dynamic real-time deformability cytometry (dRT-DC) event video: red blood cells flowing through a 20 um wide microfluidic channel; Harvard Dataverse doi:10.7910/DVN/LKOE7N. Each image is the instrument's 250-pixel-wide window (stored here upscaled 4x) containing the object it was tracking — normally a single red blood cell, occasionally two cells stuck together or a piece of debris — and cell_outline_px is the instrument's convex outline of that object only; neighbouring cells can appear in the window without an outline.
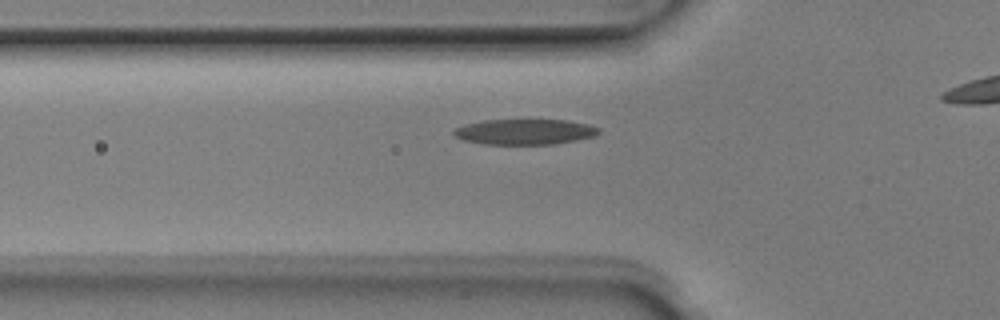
{"species": "Egyptian fruit bat (a non-hibernating species)", "species_latin": "Rousettus aegyptiacus", "temperature_condition": "room temperature", "stored_images_in_passage": 40, "camera_frame_rate_fps": 3000, "um_per_image_px": 0.085, "animal": {"sex": "male"}, "frame": {"image": 1, "passage_image": 13, "time_ms": 4.0, "image_size_px": [1000, 320], "cell_outline_px": [[600, 132], [592, 136], [576, 140], [552, 144], [484, 144], [464, 140], [456, 136], [452, 132], [456, 128], [464, 124], [484, 120], [568, 120], [588, 124], [600, 128]], "centroid_in_image_um": [44.6, 11.2], "position_along_channel_um": 81.2, "area_um2": 21.39}}
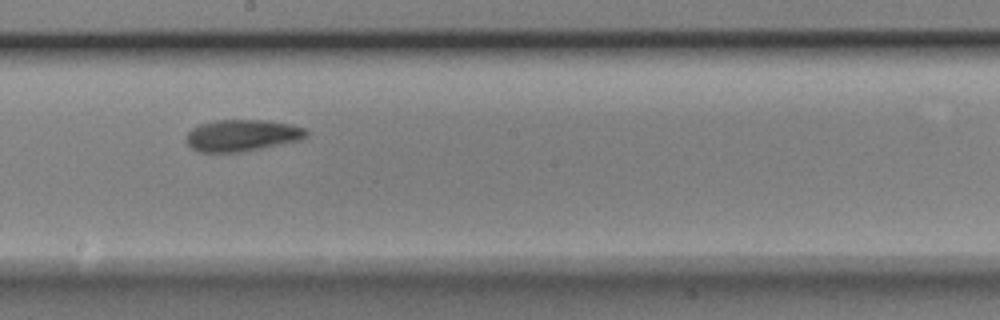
{"frame": {"image": 2, "passage_image": 24, "time_ms": 7.667, "image_size_px": [1000, 320], "cell_outline_px": [[308, 136], [300, 140], [244, 152], [196, 152], [184, 140], [188, 132], [192, 128], [200, 124], [216, 120], [264, 120], [292, 124], [304, 128], [308, 132]], "centroid_in_image_um": [20.56, 11.51], "position_along_channel_um": 227.6, "area_um2": 22.37}}
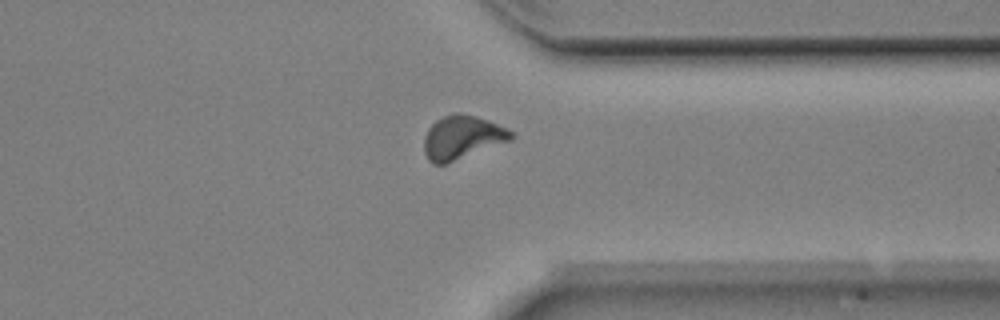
{"frame": {"image": 3, "passage_image": 35, "time_ms": 11.333, "image_size_px": [1000, 320], "cell_outline_px": [[516, 136], [512, 140], [448, 164], [432, 164], [428, 160], [424, 152], [424, 136], [428, 128], [436, 120], [452, 112], [460, 112], [476, 116], [488, 120], [508, 128]], "centroid_in_image_um": [39.29, 11.68], "position_along_channel_um": 372.1, "area_um2": 22.6}, "authors_computed_cell_mechanics": {"area_um2": 21.6172, "velocity_mm_per_s": 3.9815, "shape_relaxation_time_tau1_ms": 2.8179, "shape_relaxation_time_tau2_ms": 6.9264, "deformation_change_tau1": 0.1413, "deformation_change_tau2": 0.1488}}